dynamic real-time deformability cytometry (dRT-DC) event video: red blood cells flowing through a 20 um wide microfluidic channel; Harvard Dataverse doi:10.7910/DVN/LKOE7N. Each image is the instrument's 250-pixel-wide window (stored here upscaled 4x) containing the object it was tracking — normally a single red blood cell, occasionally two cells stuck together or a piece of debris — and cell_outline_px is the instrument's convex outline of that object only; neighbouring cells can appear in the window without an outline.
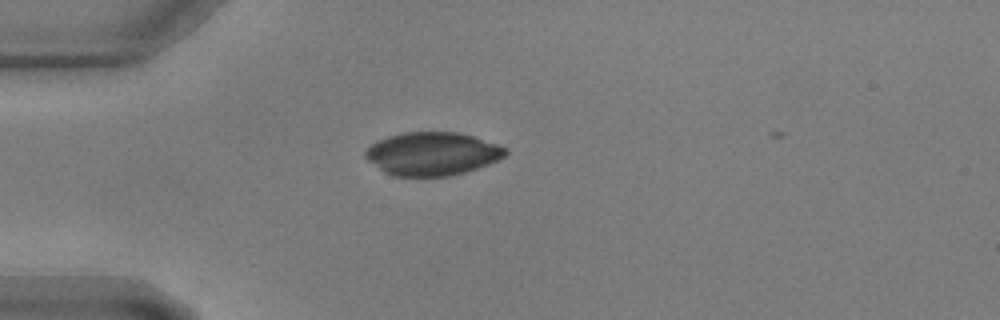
{"species": "common noctule bat (a hibernating species)", "species_latin": "Nyctalus noctula", "temperature_condition": "warm", "stored_images_in_passage": 40, "camera_frame_rate_fps": 3000, "um_per_image_px": 0.085, "animal": {"sex": "male", "body_mass_g": 17.9, "forearm_length_mm": 54.2}, "frame": {"image": 1, "passage_image": 1, "time_ms": 0.0, "image_size_px": [1000, 320], "cell_outline_px": [[508, 152], [500, 160], [464, 172], [448, 176], [392, 176], [384, 172], [368, 160], [364, 156], [364, 152], [376, 140], [388, 136], [404, 132], [456, 132], [472, 136], [508, 148]], "centroid_in_image_um": [36.73, 13.07], "position_along_channel_um": 48.3, "area_um2": 35.2}}